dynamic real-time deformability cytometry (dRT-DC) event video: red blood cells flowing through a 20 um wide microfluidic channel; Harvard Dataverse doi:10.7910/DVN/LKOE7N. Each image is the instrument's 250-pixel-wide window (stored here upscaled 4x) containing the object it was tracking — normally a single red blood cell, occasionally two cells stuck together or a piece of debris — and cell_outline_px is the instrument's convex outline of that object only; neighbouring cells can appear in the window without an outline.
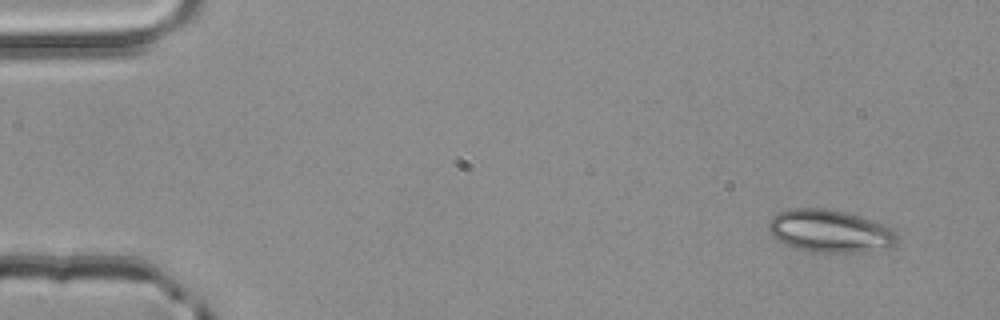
{"species": "common noctule bat (a hibernating species)", "species_latin": "Nyctalus noctula", "temperature_condition": "room temperature", "stored_images_in_passage": 3, "camera_frame_rate_fps": 3000, "um_per_image_px": 0.085, "animal": {"sex": "male", "body_mass_g": 20.4}, "frame": {"image": 1, "passage_image": 1, "time_ms": 0.0, "image_size_px": [1000, 320], "cell_outline_px": [[896, 244], [888, 248], [860, 252], [812, 252], [796, 248], [784, 244], [776, 240], [772, 236], [768, 228], [768, 220], [776, 212], [788, 208], [824, 208], [844, 212], [860, 216], [884, 224], [892, 228], [896, 232]], "centroid_in_image_um": [70.5, 19.63], "position_along_channel_um": 14.5, "area_um2": 32.25}}